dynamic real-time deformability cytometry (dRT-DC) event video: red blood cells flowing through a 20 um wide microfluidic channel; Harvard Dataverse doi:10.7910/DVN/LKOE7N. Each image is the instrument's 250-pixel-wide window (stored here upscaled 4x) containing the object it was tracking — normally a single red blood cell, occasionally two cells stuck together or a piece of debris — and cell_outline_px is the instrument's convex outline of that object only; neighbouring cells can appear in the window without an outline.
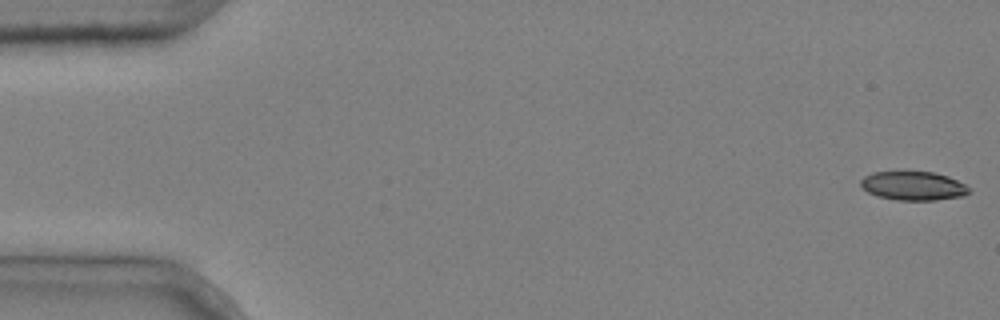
{"species": "common noctule bat (a hibernating species)", "species_latin": "Nyctalus noctula", "temperature_condition": "cold", "stored_images_in_passage": 6, "camera_frame_rate_fps": 3000, "um_per_image_px": 0.085, "animal": {"sex": "male", "body_mass_g": 20.4}, "frame": {"image": 1, "passage_image": 1, "time_ms": 0.0, "image_size_px": [1000, 320], "cell_outline_px": [[972, 192], [964, 196], [936, 200], [896, 200], [876, 196], [868, 192], [860, 184], [860, 180], [864, 176], [872, 172], [932, 172], [948, 176], [964, 184]], "centroid_in_image_um": [77.63, 15.8], "position_along_channel_um": 7.4, "area_um2": 18.21}}